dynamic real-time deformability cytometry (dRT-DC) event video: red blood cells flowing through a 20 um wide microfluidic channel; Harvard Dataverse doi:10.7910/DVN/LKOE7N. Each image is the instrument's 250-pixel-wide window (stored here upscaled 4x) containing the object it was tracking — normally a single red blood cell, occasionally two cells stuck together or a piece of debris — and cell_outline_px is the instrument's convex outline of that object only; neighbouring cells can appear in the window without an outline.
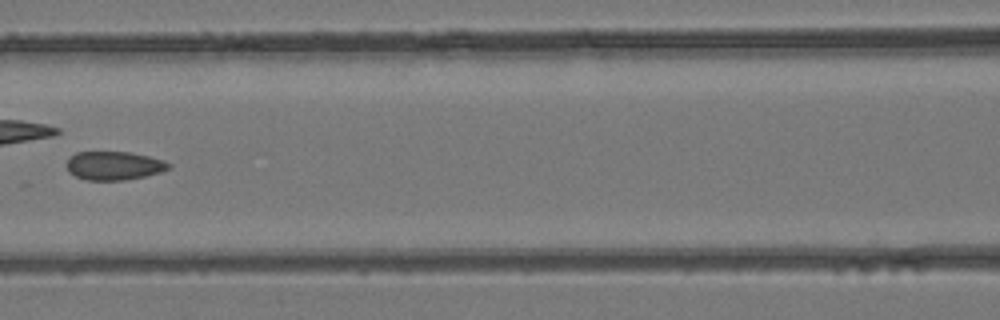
{"species": "common noctule bat (a hibernating species)", "species_latin": "Nyctalus noctula", "temperature_condition": "room temperature", "stored_images_in_passage": 26, "camera_frame_rate_fps": 3000, "um_per_image_px": 0.085, "animal": {"sex": "female", "body_mass_g": 24.6, "forearm_length_mm": 56.2}, "frame": {"image": 1, "passage_image": 8, "time_ms": 2.333, "image_size_px": [1000, 320], "cell_outline_px": [[172, 168], [160, 172], [144, 176], [124, 180], [88, 180], [76, 176], [68, 172], [64, 164], [76, 152], [132, 152], [164, 160], [172, 164]], "centroid_in_image_um": [9.7, 14.08], "position_along_channel_um": 156.9, "area_um2": 17.11}}